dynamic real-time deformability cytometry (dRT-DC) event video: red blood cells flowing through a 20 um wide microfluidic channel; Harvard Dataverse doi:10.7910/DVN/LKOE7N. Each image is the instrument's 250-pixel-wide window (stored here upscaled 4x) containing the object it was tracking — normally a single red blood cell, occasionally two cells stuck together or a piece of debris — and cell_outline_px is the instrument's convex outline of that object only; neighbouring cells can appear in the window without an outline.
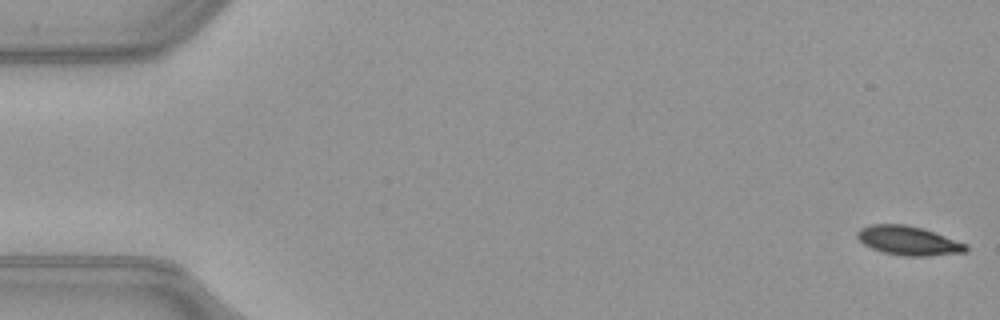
{"species": "common noctule bat (a hibernating species)", "species_latin": "Nyctalus noctula", "temperature_condition": "warm", "stored_images_in_passage": 52, "camera_frame_rate_fps": 3000, "um_per_image_px": 0.085, "animal": {"sex": "female", "body_mass_g": 21.9}, "frame": {"image": 1, "passage_image": 1, "time_ms": 0.0, "image_size_px": [1000, 320], "cell_outline_px": [[968, 252], [928, 256], [904, 256], [880, 252], [864, 244], [856, 236], [856, 232], [860, 228], [872, 224], [904, 224], [924, 228], [968, 244]], "centroid_in_image_um": [77.24, 20.46], "position_along_channel_um": 7.8, "area_um2": 18.67}}
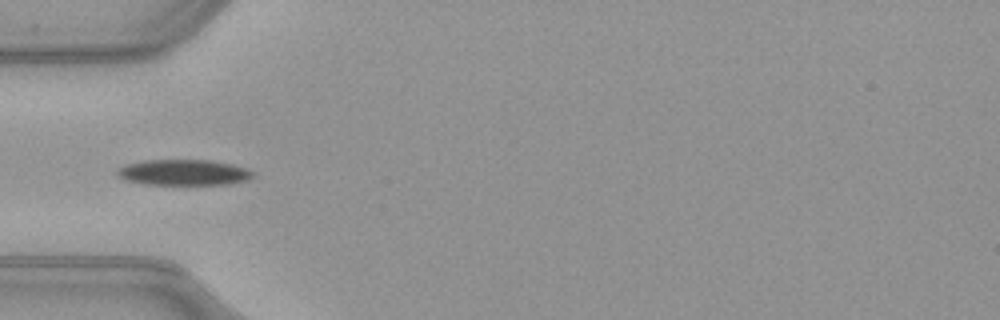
{"frame": {"image": 2, "passage_image": 17, "time_ms": 5.333, "image_size_px": [1000, 320], "cell_outline_px": [[256, 176], [248, 180], [228, 184], [144, 184], [124, 180], [116, 176], [116, 172], [120, 168], [128, 164], [144, 160], [212, 160], [232, 164], [248, 168]], "centroid_in_image_um": [15.64, 14.66], "position_along_channel_um": 69.4, "area_um2": 20.46}}
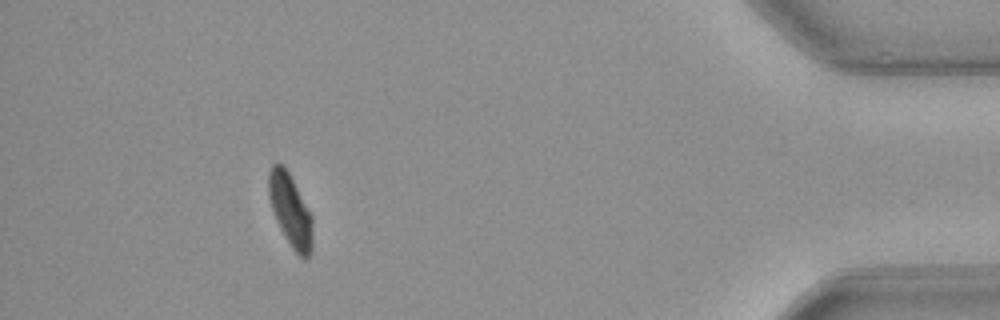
{"frame": {"image": 3, "passage_image": 47, "time_ms": 15.333, "image_size_px": [1000, 320], "cell_outline_px": [[312, 252], [304, 260], [292, 248], [280, 228], [276, 220], [268, 196], [268, 172], [272, 164], [284, 164], [312, 216]], "centroid_in_image_um": [24.67, 17.87], "position_along_channel_um": 410.5, "area_um2": 18.44}, "authors_computed_cell_mechanics": {"area_um2": 19.9699, "velocity_mm_per_s": 4.0037, "shape_relaxation_time_tau1_ms": 2.4774, "shape_relaxation_time_tau2_ms": null, "deformation_change_tau1": 0.1284, "deformation_change_tau2": null}}